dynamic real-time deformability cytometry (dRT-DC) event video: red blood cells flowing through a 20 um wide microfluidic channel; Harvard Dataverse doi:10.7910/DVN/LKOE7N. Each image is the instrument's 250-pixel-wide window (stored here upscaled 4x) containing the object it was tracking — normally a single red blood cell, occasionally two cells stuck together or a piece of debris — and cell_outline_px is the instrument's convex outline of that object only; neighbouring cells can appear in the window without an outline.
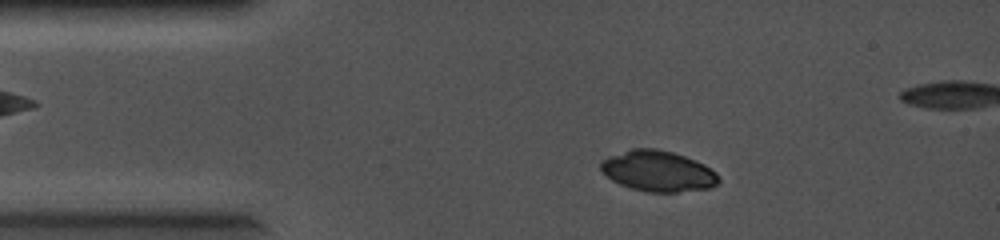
{"species": "common noctule bat (a hibernating species)", "species_latin": "Nyctalus noctula", "temperature_condition": "cold", "stored_images_in_passage": 51, "camera_frame_rate_fps": 5000, "um_per_image_px": 0.085, "animal": {"sex": "female", "body_mass_g": 19.0, "forearm_length_mm": 56.7}, "frame": {"image": 1, "passage_image": 7, "time_ms": 1.2, "image_size_px": [1000, 240], "cell_outline_px": [[720, 180], [712, 188], [676, 192], [648, 192], [632, 188], [620, 184], [612, 180], [600, 168], [600, 160], [608, 156], [632, 148], [656, 148], [672, 152], [696, 160], [704, 164], [716, 172]], "centroid_in_image_um": [55.94, 14.54], "position_along_channel_um": 29.1, "area_um2": 28.03}}
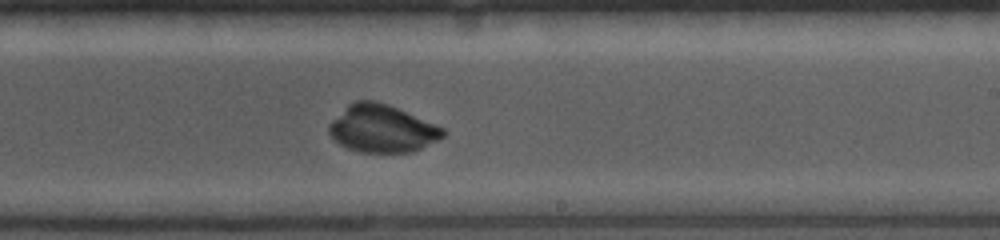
{"frame": {"image": 2, "passage_image": 35, "time_ms": 6.8, "image_size_px": [1000, 240], "cell_outline_px": [[448, 132], [444, 136], [412, 152], [360, 152], [348, 148], [340, 144], [328, 132], [328, 124], [348, 104], [356, 100], [376, 100], [388, 104], [444, 128]], "centroid_in_image_um": [32.46, 10.92], "position_along_channel_um": 256.5, "area_um2": 31.33}}
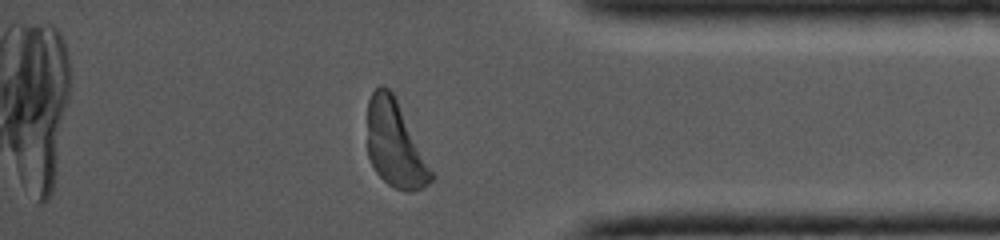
{"frame": {"image": 3, "passage_image": 51, "time_ms": 10.0, "image_size_px": [1000, 240], "cell_outline_px": [[436, 176], [428, 184], [412, 192], [404, 192], [388, 184], [376, 172], [368, 156], [368, 100], [372, 92], [380, 84], [384, 84], [392, 92]], "centroid_in_image_um": [33.58, 12.28], "position_along_channel_um": 401.6, "area_um2": 31.91}}